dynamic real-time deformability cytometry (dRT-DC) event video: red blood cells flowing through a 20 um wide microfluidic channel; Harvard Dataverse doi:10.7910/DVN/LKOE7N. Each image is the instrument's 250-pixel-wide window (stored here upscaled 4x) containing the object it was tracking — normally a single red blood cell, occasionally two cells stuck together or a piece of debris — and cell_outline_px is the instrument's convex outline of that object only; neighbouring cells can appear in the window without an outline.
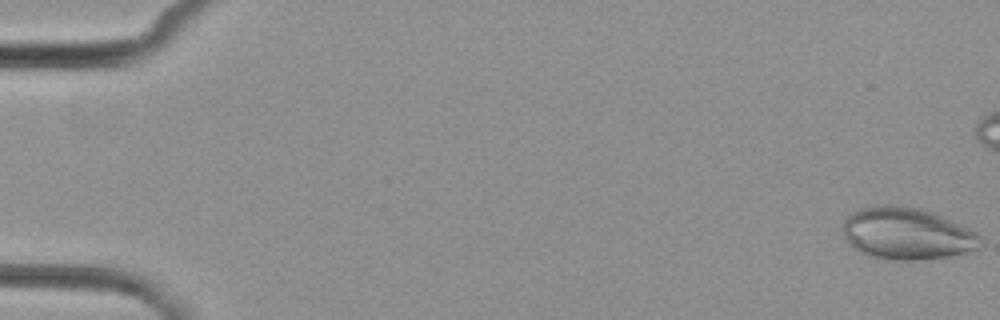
{"species": "common noctule bat (a hibernating species)", "species_latin": "Nyctalus noctula", "temperature_condition": "cold", "stored_images_in_passage": 7, "camera_frame_rate_fps": 3000, "um_per_image_px": 0.085, "animal": {"sex": "female", "body_mass_g": 29.2, "forearm_length_mm": 56.3}, "frame": {"image": 1, "passage_image": 1, "time_ms": 0.0, "image_size_px": [1000, 320], "cell_outline_px": [[984, 244], [980, 248], [972, 252], [952, 256], [924, 260], [888, 260], [864, 256], [844, 236], [840, 224], [852, 212], [860, 208], [880, 204], [896, 204], [920, 208], [932, 212], [968, 228], [976, 232], [980, 236]], "centroid_in_image_um": [77.1, 19.87], "position_along_channel_um": 7.9, "area_um2": 42.48}}